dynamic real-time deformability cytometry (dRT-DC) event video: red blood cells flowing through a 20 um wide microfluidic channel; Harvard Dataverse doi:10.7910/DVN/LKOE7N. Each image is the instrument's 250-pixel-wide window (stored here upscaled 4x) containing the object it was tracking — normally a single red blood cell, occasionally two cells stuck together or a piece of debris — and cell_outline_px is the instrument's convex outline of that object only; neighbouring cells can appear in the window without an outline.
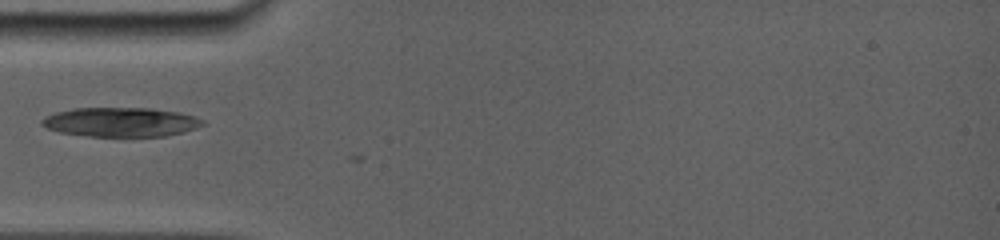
{"species": "common noctule bat (a hibernating species)", "species_latin": "Nyctalus noctula", "temperature_condition": "room temperature", "stored_images_in_passage": 17, "camera_frame_rate_fps": 5000, "um_per_image_px": 0.085, "animal": {"sex": "female", "body_mass_g": 19.0, "forearm_length_mm": 56.7}, "frame": {"image": 1, "passage_image": 7, "time_ms": 2.4, "image_size_px": [1000, 240], "cell_outline_px": [[208, 124], [184, 132], [164, 136], [88, 136], [60, 132], [48, 128], [40, 124], [40, 120], [44, 116], [56, 112], [72, 108], [152, 108], [180, 112], [196, 116], [204, 120]], "centroid_in_image_um": [10.3, 10.37], "position_along_channel_um": 74.7, "area_um2": 27.69}}
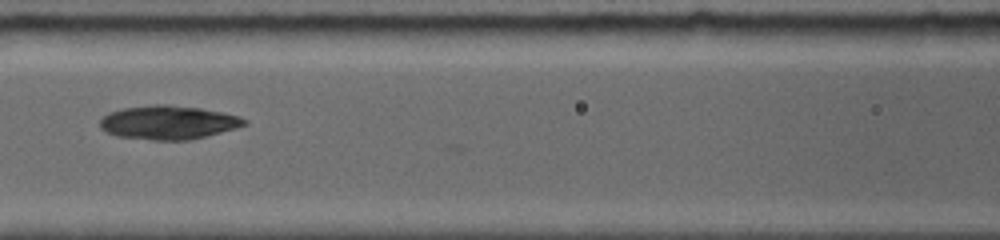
{"frame": {"image": 2, "passage_image": 10, "time_ms": 4.4, "image_size_px": [1000, 240], "cell_outline_px": [[248, 124], [236, 128], [188, 140], [152, 140], [116, 136], [100, 128], [100, 120], [108, 112], [124, 108], [152, 104], [168, 104], [200, 108], [240, 116], [248, 120]], "centroid_in_image_um": [14.3, 10.4], "position_along_channel_um": 152.3, "area_um2": 28.38}}
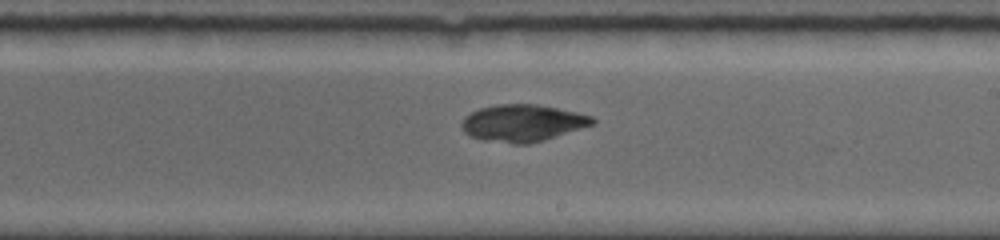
{"frame": {"image": 3, "passage_image": 14, "time_ms": 6.8, "image_size_px": [1000, 240], "cell_outline_px": [[596, 124], [544, 140], [528, 144], [512, 144], [484, 140], [468, 136], [460, 128], [460, 124], [464, 116], [480, 108], [496, 104], [536, 104], [576, 112], [592, 116], [596, 120]], "centroid_in_image_um": [44.4, 10.46], "position_along_channel_um": 244.6, "area_um2": 28.44}}